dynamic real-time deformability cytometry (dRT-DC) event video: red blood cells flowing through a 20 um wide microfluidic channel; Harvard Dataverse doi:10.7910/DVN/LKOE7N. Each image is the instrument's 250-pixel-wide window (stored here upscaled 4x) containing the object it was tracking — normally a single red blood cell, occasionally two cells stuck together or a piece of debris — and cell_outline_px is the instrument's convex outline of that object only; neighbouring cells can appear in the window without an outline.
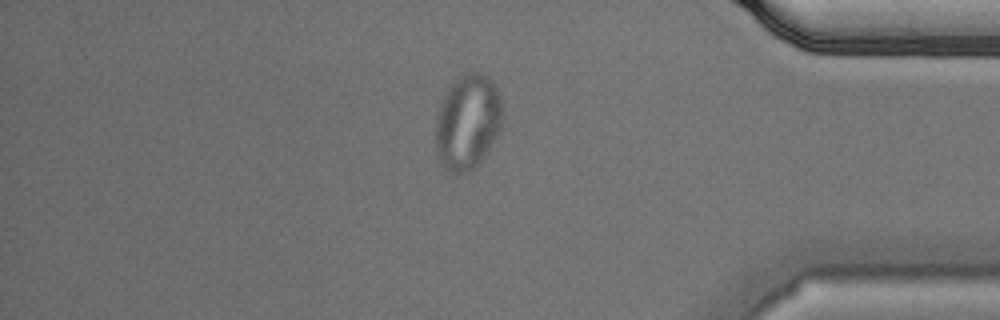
{"species": "Egyptian fruit bat (a non-hibernating species)", "species_latin": "Rousettus aegyptiacus", "temperature_condition": "cold", "stored_images_in_passage": 56, "camera_frame_rate_fps": 3000, "um_per_image_px": 0.085, "animal": {"sex": "male"}, "frame": {"image": 1, "passage_image": 48, "time_ms": 15.667, "image_size_px": [1000, 320], "cell_outline_px": [[504, 120], [500, 132], [476, 168], [468, 172], [456, 176], [444, 168], [440, 164], [436, 152], [436, 116], [440, 104], [452, 80], [460, 76], [472, 72], [484, 72], [496, 84], [500, 96]], "centroid_in_image_um": [39.77, 10.38], "position_along_channel_um": 395.4, "area_um2": 38.03}}